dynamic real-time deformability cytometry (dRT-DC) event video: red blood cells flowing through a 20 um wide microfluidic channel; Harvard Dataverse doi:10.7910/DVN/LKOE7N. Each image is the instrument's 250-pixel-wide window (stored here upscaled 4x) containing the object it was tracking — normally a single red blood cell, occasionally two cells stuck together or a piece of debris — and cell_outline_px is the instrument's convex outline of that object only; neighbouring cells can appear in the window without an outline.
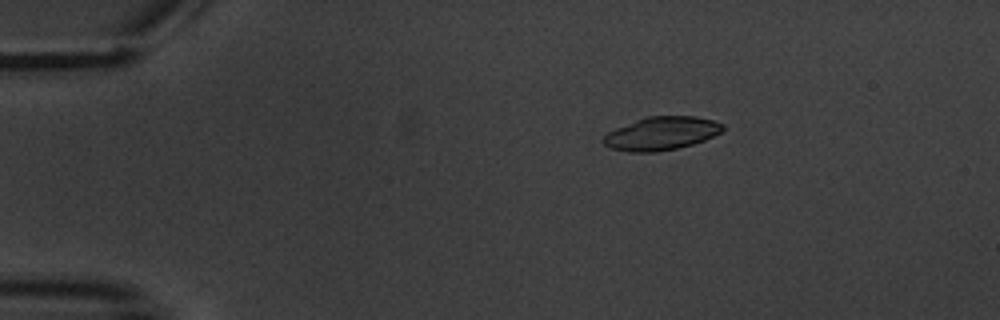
{"species": "common noctule bat (a hibernating species)", "species_latin": "Nyctalus noctula", "temperature_condition": "warm", "stored_images_in_passage": 2, "camera_frame_rate_fps": 3000, "um_per_image_px": 0.085, "animal": {"sex": "male", "body_mass_g": 20.1, "forearm_length_mm": 53.5}, "frame": {"image": 1, "passage_image": 1, "time_ms": 0.0, "image_size_px": [1000, 320], "cell_outline_px": [[724, 128], [720, 132], [704, 140], [692, 144], [676, 148], [656, 152], [628, 152], [612, 148], [604, 144], [600, 140], [608, 132], [616, 128], [636, 120], [648, 116], [696, 116], [712, 120], [724, 124]], "centroid_in_image_um": [56.2, 11.34], "position_along_channel_um": 28.8, "area_um2": 23.0}}